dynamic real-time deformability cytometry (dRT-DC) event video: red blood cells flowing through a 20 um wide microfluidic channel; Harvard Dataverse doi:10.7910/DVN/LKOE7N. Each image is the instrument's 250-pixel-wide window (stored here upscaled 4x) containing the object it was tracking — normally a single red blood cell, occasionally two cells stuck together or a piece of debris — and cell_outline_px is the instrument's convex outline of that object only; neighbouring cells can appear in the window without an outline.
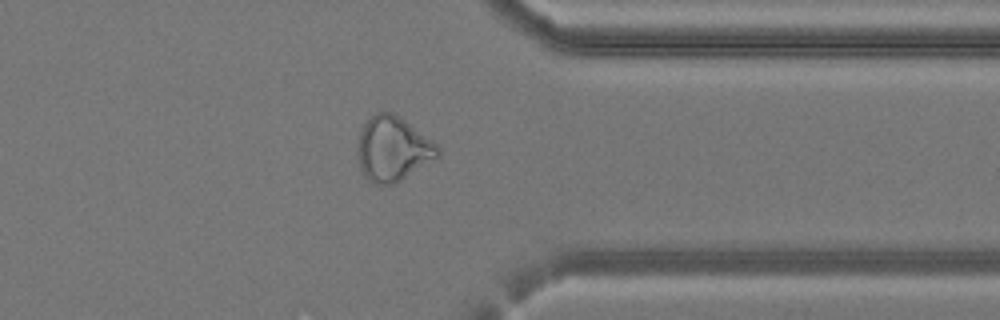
{"species": "common noctule bat (a hibernating species)", "species_latin": "Nyctalus noctula", "temperature_condition": "cold", "stored_images_in_passage": 30, "camera_frame_rate_fps": 3000, "um_per_image_px": 0.085, "animal": {"sex": "female", "body_mass_g": 24.6, "forearm_length_mm": 56.2}, "frame": {"image": 1, "passage_image": 22, "time_ms": 7.0, "image_size_px": [1000, 320], "cell_outline_px": [[440, 156], [400, 180], [392, 184], [376, 184], [368, 180], [364, 176], [360, 168], [356, 152], [356, 148], [360, 128], [376, 112], [392, 112], [404, 120], [432, 140], [440, 148]], "centroid_in_image_um": [33.35, 12.65], "position_along_channel_um": 378.0, "area_um2": 30.11}}